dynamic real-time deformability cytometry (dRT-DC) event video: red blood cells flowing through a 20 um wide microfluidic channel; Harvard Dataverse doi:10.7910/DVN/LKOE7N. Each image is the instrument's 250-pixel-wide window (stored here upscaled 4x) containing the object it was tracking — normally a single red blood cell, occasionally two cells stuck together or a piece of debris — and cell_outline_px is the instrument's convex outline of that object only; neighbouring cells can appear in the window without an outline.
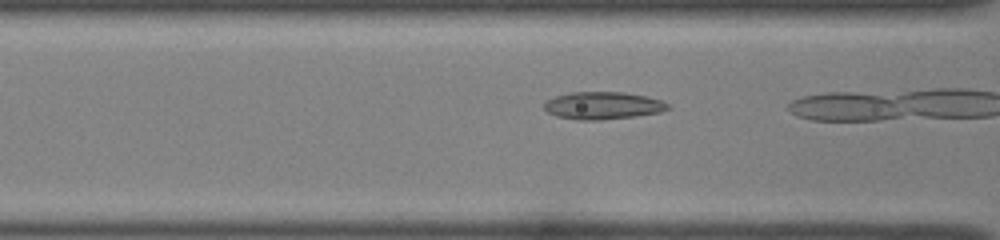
{"species": "common noctule bat (a hibernating species)", "species_latin": "Nyctalus noctula", "temperature_condition": "room temperature", "stored_images_in_passage": 10, "camera_frame_rate_fps": 3000, "um_per_image_px": 0.085, "animal": {"sex": "female", "body_mass_g": 22.0, "forearm_length_mm": 56.7}, "frame": {"image": 1, "passage_image": 9, "time_ms": 2.667, "image_size_px": [1000, 240], "cell_outline_px": [[668, 108], [660, 112], [632, 116], [600, 120], [576, 120], [556, 116], [548, 112], [544, 108], [544, 100], [556, 96], [572, 92], [620, 92], [644, 96], [660, 100], [668, 104]], "centroid_in_image_um": [51.17, 8.97], "position_along_channel_um": 115.4, "area_um2": 19.54}}